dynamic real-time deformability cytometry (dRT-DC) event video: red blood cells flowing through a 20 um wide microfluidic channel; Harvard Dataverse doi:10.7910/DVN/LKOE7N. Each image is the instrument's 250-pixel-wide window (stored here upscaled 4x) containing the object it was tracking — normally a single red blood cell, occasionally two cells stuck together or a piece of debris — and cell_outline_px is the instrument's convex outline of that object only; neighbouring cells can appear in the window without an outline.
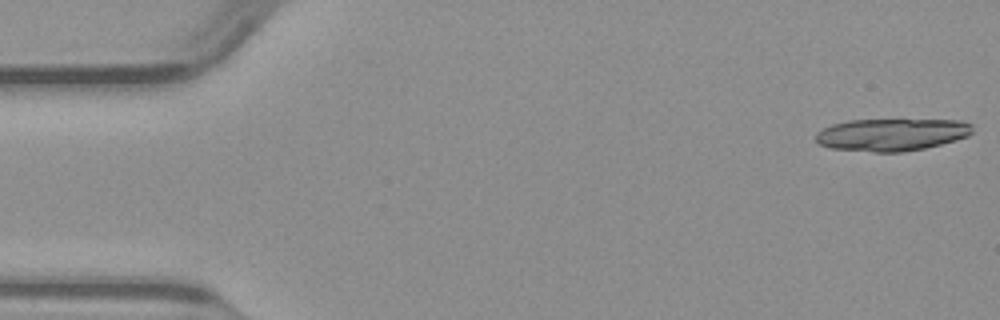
{"species": "common noctule bat (a hibernating species)", "species_latin": "Nyctalus noctula", "temperature_condition": "warm", "stored_images_in_passage": 10, "camera_frame_rate_fps": 3000, "um_per_image_px": 0.085, "animal": {"sex": "male", "body_mass_g": 23.1, "forearm_length_mm": 52.7}, "frame": {"image": 1, "passage_image": 1, "time_ms": 0.0, "image_size_px": [1000, 320], "cell_outline_px": [[972, 132], [968, 136], [956, 140], [924, 148], [900, 152], [872, 152], [832, 148], [820, 144], [816, 140], [816, 132], [832, 124], [852, 120], [960, 120], [972, 124]], "centroid_in_image_um": [75.8, 11.44], "position_along_channel_um": 9.2, "area_um2": 29.36}}